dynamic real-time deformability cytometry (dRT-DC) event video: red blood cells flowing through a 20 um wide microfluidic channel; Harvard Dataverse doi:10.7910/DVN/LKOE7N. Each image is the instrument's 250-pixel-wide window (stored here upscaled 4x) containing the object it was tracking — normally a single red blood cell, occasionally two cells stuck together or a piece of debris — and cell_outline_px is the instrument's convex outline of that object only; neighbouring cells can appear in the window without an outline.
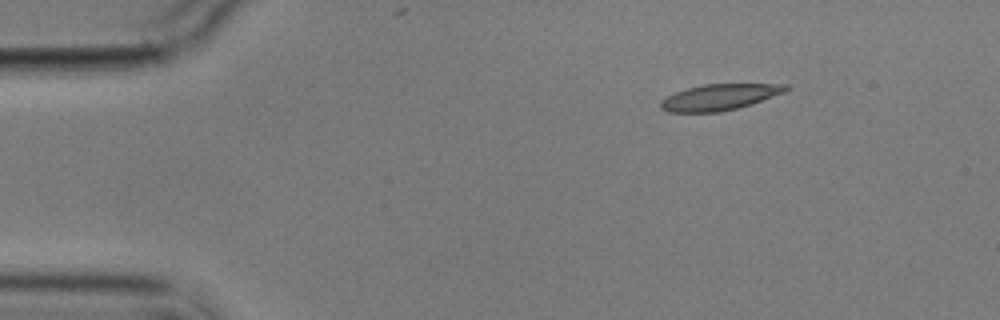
{"species": "common noctule bat (a hibernating species)", "species_latin": "Nyctalus noctula", "temperature_condition": "cold", "stored_images_in_passage": 3, "camera_frame_rate_fps": 3000, "um_per_image_px": 0.085, "animal": {"sex": "male", "body_mass_g": 17.9}, "frame": {"image": 1, "passage_image": 1, "time_ms": 0.0, "image_size_px": [1000, 320], "cell_outline_px": [[792, 88], [784, 92], [752, 104], [720, 112], [668, 112], [660, 108], [660, 100], [676, 92], [688, 88], [704, 84], [788, 84]], "centroid_in_image_um": [61.17, 8.25], "position_along_channel_um": 23.8, "area_um2": 18.96}}